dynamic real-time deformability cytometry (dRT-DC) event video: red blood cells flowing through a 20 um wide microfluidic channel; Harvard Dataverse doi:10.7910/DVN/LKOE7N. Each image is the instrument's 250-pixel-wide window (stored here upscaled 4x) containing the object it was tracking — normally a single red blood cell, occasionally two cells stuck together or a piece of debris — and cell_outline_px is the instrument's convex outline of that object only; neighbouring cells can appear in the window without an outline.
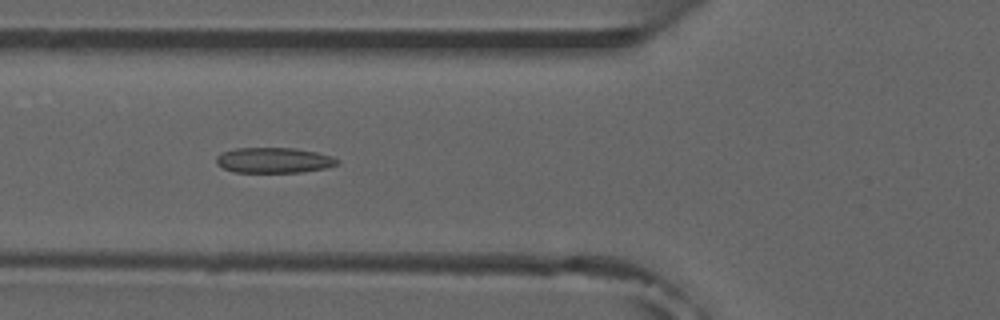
{"species": "common noctule bat (a hibernating species)", "species_latin": "Nyctalus noctula", "temperature_condition": "room temperature", "stored_images_in_passage": 41, "camera_frame_rate_fps": 3000, "um_per_image_px": 0.085, "animal": {"sex": "male", "forearm_length_mm": 52.5}, "frame": {"image": 1, "passage_image": 7, "time_ms": 2.0, "image_size_px": [1000, 320], "cell_outline_px": [[340, 160], [336, 164], [324, 168], [300, 172], [232, 172], [216, 164], [216, 156], [224, 152], [236, 148], [296, 148], [316, 152], [332, 156]], "centroid_in_image_um": [23.26, 13.62], "position_along_channel_um": 102.5, "area_um2": 17.8}, "authors_computed_cell_mechanics": {"area_um2": 17.34, "velocity_mm_per_s": 3.8551, "shape_relaxation_time_tau1_ms": null, "shape_relaxation_time_tau2_ms": 3.7473, "deformation_change_tau1": null, "deformation_change_tau2": 0.1069}}